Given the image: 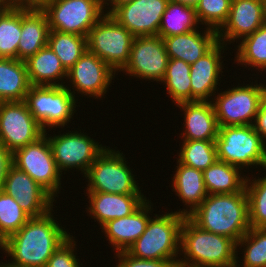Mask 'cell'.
I'll return each instance as SVG.
<instances>
[{
	"instance_id": "14",
	"label": "cell",
	"mask_w": 266,
	"mask_h": 267,
	"mask_svg": "<svg viewBox=\"0 0 266 267\" xmlns=\"http://www.w3.org/2000/svg\"><path fill=\"white\" fill-rule=\"evenodd\" d=\"M168 61L163 38L158 35L134 37L129 60L121 71L136 78L161 82Z\"/></svg>"
},
{
	"instance_id": "24",
	"label": "cell",
	"mask_w": 266,
	"mask_h": 267,
	"mask_svg": "<svg viewBox=\"0 0 266 267\" xmlns=\"http://www.w3.org/2000/svg\"><path fill=\"white\" fill-rule=\"evenodd\" d=\"M184 111L183 140H216L219 126L210 101H190L177 104Z\"/></svg>"
},
{
	"instance_id": "1",
	"label": "cell",
	"mask_w": 266,
	"mask_h": 267,
	"mask_svg": "<svg viewBox=\"0 0 266 267\" xmlns=\"http://www.w3.org/2000/svg\"><path fill=\"white\" fill-rule=\"evenodd\" d=\"M51 210L30 218L17 232L5 239V253L16 267H46L49 258L71 235L60 226ZM64 228V229H63Z\"/></svg>"
},
{
	"instance_id": "15",
	"label": "cell",
	"mask_w": 266,
	"mask_h": 267,
	"mask_svg": "<svg viewBox=\"0 0 266 267\" xmlns=\"http://www.w3.org/2000/svg\"><path fill=\"white\" fill-rule=\"evenodd\" d=\"M115 73L103 60L87 50L67 71V79L73 87L70 92L74 97L77 91L78 94L100 99L107 93Z\"/></svg>"
},
{
	"instance_id": "17",
	"label": "cell",
	"mask_w": 266,
	"mask_h": 267,
	"mask_svg": "<svg viewBox=\"0 0 266 267\" xmlns=\"http://www.w3.org/2000/svg\"><path fill=\"white\" fill-rule=\"evenodd\" d=\"M169 0H134L118 7L111 16L135 37L158 35Z\"/></svg>"
},
{
	"instance_id": "21",
	"label": "cell",
	"mask_w": 266,
	"mask_h": 267,
	"mask_svg": "<svg viewBox=\"0 0 266 267\" xmlns=\"http://www.w3.org/2000/svg\"><path fill=\"white\" fill-rule=\"evenodd\" d=\"M87 193L90 204L87 213L96 219L101 227L110 220L131 215L147 200L143 194Z\"/></svg>"
},
{
	"instance_id": "10",
	"label": "cell",
	"mask_w": 266,
	"mask_h": 267,
	"mask_svg": "<svg viewBox=\"0 0 266 267\" xmlns=\"http://www.w3.org/2000/svg\"><path fill=\"white\" fill-rule=\"evenodd\" d=\"M134 35L111 15H104L89 31L87 47L115 72L129 60Z\"/></svg>"
},
{
	"instance_id": "48",
	"label": "cell",
	"mask_w": 266,
	"mask_h": 267,
	"mask_svg": "<svg viewBox=\"0 0 266 267\" xmlns=\"http://www.w3.org/2000/svg\"><path fill=\"white\" fill-rule=\"evenodd\" d=\"M9 3L8 0H0V5H8Z\"/></svg>"
},
{
	"instance_id": "32",
	"label": "cell",
	"mask_w": 266,
	"mask_h": 267,
	"mask_svg": "<svg viewBox=\"0 0 266 267\" xmlns=\"http://www.w3.org/2000/svg\"><path fill=\"white\" fill-rule=\"evenodd\" d=\"M163 82L174 104L192 101L190 65L183 60L169 58Z\"/></svg>"
},
{
	"instance_id": "8",
	"label": "cell",
	"mask_w": 266,
	"mask_h": 267,
	"mask_svg": "<svg viewBox=\"0 0 266 267\" xmlns=\"http://www.w3.org/2000/svg\"><path fill=\"white\" fill-rule=\"evenodd\" d=\"M233 87L213 98L215 115L219 127L253 125L256 115L266 99V85L245 84ZM254 120V121H252Z\"/></svg>"
},
{
	"instance_id": "29",
	"label": "cell",
	"mask_w": 266,
	"mask_h": 267,
	"mask_svg": "<svg viewBox=\"0 0 266 267\" xmlns=\"http://www.w3.org/2000/svg\"><path fill=\"white\" fill-rule=\"evenodd\" d=\"M21 36V2H10L0 12V58L17 59Z\"/></svg>"
},
{
	"instance_id": "34",
	"label": "cell",
	"mask_w": 266,
	"mask_h": 267,
	"mask_svg": "<svg viewBox=\"0 0 266 267\" xmlns=\"http://www.w3.org/2000/svg\"><path fill=\"white\" fill-rule=\"evenodd\" d=\"M178 161L186 166L204 171L217 161L215 140H182Z\"/></svg>"
},
{
	"instance_id": "38",
	"label": "cell",
	"mask_w": 266,
	"mask_h": 267,
	"mask_svg": "<svg viewBox=\"0 0 266 267\" xmlns=\"http://www.w3.org/2000/svg\"><path fill=\"white\" fill-rule=\"evenodd\" d=\"M232 0H200L195 8L198 22L218 31L226 22Z\"/></svg>"
},
{
	"instance_id": "13",
	"label": "cell",
	"mask_w": 266,
	"mask_h": 267,
	"mask_svg": "<svg viewBox=\"0 0 266 267\" xmlns=\"http://www.w3.org/2000/svg\"><path fill=\"white\" fill-rule=\"evenodd\" d=\"M47 139L61 173L76 168L85 175L92 163L106 149V146L99 145L93 138L77 131L50 136Z\"/></svg>"
},
{
	"instance_id": "4",
	"label": "cell",
	"mask_w": 266,
	"mask_h": 267,
	"mask_svg": "<svg viewBox=\"0 0 266 267\" xmlns=\"http://www.w3.org/2000/svg\"><path fill=\"white\" fill-rule=\"evenodd\" d=\"M185 215L178 211L155 214L150 218L144 233L132 244L127 252L133 257L148 260H169L178 264L181 226Z\"/></svg>"
},
{
	"instance_id": "30",
	"label": "cell",
	"mask_w": 266,
	"mask_h": 267,
	"mask_svg": "<svg viewBox=\"0 0 266 267\" xmlns=\"http://www.w3.org/2000/svg\"><path fill=\"white\" fill-rule=\"evenodd\" d=\"M199 24L195 8L168 2L161 18L158 36L161 38L197 30Z\"/></svg>"
},
{
	"instance_id": "12",
	"label": "cell",
	"mask_w": 266,
	"mask_h": 267,
	"mask_svg": "<svg viewBox=\"0 0 266 267\" xmlns=\"http://www.w3.org/2000/svg\"><path fill=\"white\" fill-rule=\"evenodd\" d=\"M44 135L24 101L0 102V143L12 153Z\"/></svg>"
},
{
	"instance_id": "25",
	"label": "cell",
	"mask_w": 266,
	"mask_h": 267,
	"mask_svg": "<svg viewBox=\"0 0 266 267\" xmlns=\"http://www.w3.org/2000/svg\"><path fill=\"white\" fill-rule=\"evenodd\" d=\"M177 170L172 179L173 191L179 196L186 208L179 209V213L185 216L190 215L208 196L205 187L203 171L186 166L177 160Z\"/></svg>"
},
{
	"instance_id": "47",
	"label": "cell",
	"mask_w": 266,
	"mask_h": 267,
	"mask_svg": "<svg viewBox=\"0 0 266 267\" xmlns=\"http://www.w3.org/2000/svg\"><path fill=\"white\" fill-rule=\"evenodd\" d=\"M0 267H16V266H13L11 265L10 263H0Z\"/></svg>"
},
{
	"instance_id": "27",
	"label": "cell",
	"mask_w": 266,
	"mask_h": 267,
	"mask_svg": "<svg viewBox=\"0 0 266 267\" xmlns=\"http://www.w3.org/2000/svg\"><path fill=\"white\" fill-rule=\"evenodd\" d=\"M30 86L25 61L0 58V102L24 101Z\"/></svg>"
},
{
	"instance_id": "9",
	"label": "cell",
	"mask_w": 266,
	"mask_h": 267,
	"mask_svg": "<svg viewBox=\"0 0 266 267\" xmlns=\"http://www.w3.org/2000/svg\"><path fill=\"white\" fill-rule=\"evenodd\" d=\"M70 87L31 85L24 102L39 122L41 128L63 127L71 121L76 108V98Z\"/></svg>"
},
{
	"instance_id": "7",
	"label": "cell",
	"mask_w": 266,
	"mask_h": 267,
	"mask_svg": "<svg viewBox=\"0 0 266 267\" xmlns=\"http://www.w3.org/2000/svg\"><path fill=\"white\" fill-rule=\"evenodd\" d=\"M49 29L87 37L90 29L105 15L97 0H38Z\"/></svg>"
},
{
	"instance_id": "16",
	"label": "cell",
	"mask_w": 266,
	"mask_h": 267,
	"mask_svg": "<svg viewBox=\"0 0 266 267\" xmlns=\"http://www.w3.org/2000/svg\"><path fill=\"white\" fill-rule=\"evenodd\" d=\"M12 196L30 218L41 217L53 210L55 199L26 172L10 168L2 189Z\"/></svg>"
},
{
	"instance_id": "44",
	"label": "cell",
	"mask_w": 266,
	"mask_h": 267,
	"mask_svg": "<svg viewBox=\"0 0 266 267\" xmlns=\"http://www.w3.org/2000/svg\"><path fill=\"white\" fill-rule=\"evenodd\" d=\"M170 2L182 4L184 6L196 8L200 0H169Z\"/></svg>"
},
{
	"instance_id": "52",
	"label": "cell",
	"mask_w": 266,
	"mask_h": 267,
	"mask_svg": "<svg viewBox=\"0 0 266 267\" xmlns=\"http://www.w3.org/2000/svg\"><path fill=\"white\" fill-rule=\"evenodd\" d=\"M7 5H0V12L6 7Z\"/></svg>"
},
{
	"instance_id": "2",
	"label": "cell",
	"mask_w": 266,
	"mask_h": 267,
	"mask_svg": "<svg viewBox=\"0 0 266 267\" xmlns=\"http://www.w3.org/2000/svg\"><path fill=\"white\" fill-rule=\"evenodd\" d=\"M187 217L199 228L237 243L251 228L246 189L233 194L208 195Z\"/></svg>"
},
{
	"instance_id": "43",
	"label": "cell",
	"mask_w": 266,
	"mask_h": 267,
	"mask_svg": "<svg viewBox=\"0 0 266 267\" xmlns=\"http://www.w3.org/2000/svg\"><path fill=\"white\" fill-rule=\"evenodd\" d=\"M132 1H134V0H108L104 5L105 6H103V9H104V7H105V10H106V4H107V6H109V4H110V7H111V9L109 8L108 10H106L104 13L106 14V15H111L118 7H120V6H122V5H124V4H127V3H130V2H132ZM109 2V3H108Z\"/></svg>"
},
{
	"instance_id": "35",
	"label": "cell",
	"mask_w": 266,
	"mask_h": 267,
	"mask_svg": "<svg viewBox=\"0 0 266 267\" xmlns=\"http://www.w3.org/2000/svg\"><path fill=\"white\" fill-rule=\"evenodd\" d=\"M239 246L245 248L241 266L266 267V228L251 227L236 243V247Z\"/></svg>"
},
{
	"instance_id": "23",
	"label": "cell",
	"mask_w": 266,
	"mask_h": 267,
	"mask_svg": "<svg viewBox=\"0 0 266 267\" xmlns=\"http://www.w3.org/2000/svg\"><path fill=\"white\" fill-rule=\"evenodd\" d=\"M205 28L204 33L197 29L185 34L164 37L169 58L180 59L191 65L208 53L219 40L216 30Z\"/></svg>"
},
{
	"instance_id": "36",
	"label": "cell",
	"mask_w": 266,
	"mask_h": 267,
	"mask_svg": "<svg viewBox=\"0 0 266 267\" xmlns=\"http://www.w3.org/2000/svg\"><path fill=\"white\" fill-rule=\"evenodd\" d=\"M247 177L245 189L249 202V222L251 227L266 228V176Z\"/></svg>"
},
{
	"instance_id": "49",
	"label": "cell",
	"mask_w": 266,
	"mask_h": 267,
	"mask_svg": "<svg viewBox=\"0 0 266 267\" xmlns=\"http://www.w3.org/2000/svg\"><path fill=\"white\" fill-rule=\"evenodd\" d=\"M264 2V16H265V23H266V0H263Z\"/></svg>"
},
{
	"instance_id": "5",
	"label": "cell",
	"mask_w": 266,
	"mask_h": 267,
	"mask_svg": "<svg viewBox=\"0 0 266 267\" xmlns=\"http://www.w3.org/2000/svg\"><path fill=\"white\" fill-rule=\"evenodd\" d=\"M265 142L253 125L219 127L217 158L240 169L254 165L266 169Z\"/></svg>"
},
{
	"instance_id": "6",
	"label": "cell",
	"mask_w": 266,
	"mask_h": 267,
	"mask_svg": "<svg viewBox=\"0 0 266 267\" xmlns=\"http://www.w3.org/2000/svg\"><path fill=\"white\" fill-rule=\"evenodd\" d=\"M125 155L118 150L106 149L92 163L83 176L88 180L87 192L109 194H142Z\"/></svg>"
},
{
	"instance_id": "3",
	"label": "cell",
	"mask_w": 266,
	"mask_h": 267,
	"mask_svg": "<svg viewBox=\"0 0 266 267\" xmlns=\"http://www.w3.org/2000/svg\"><path fill=\"white\" fill-rule=\"evenodd\" d=\"M180 252L184 260L179 259L178 265L183 267L226 265L238 255L234 240L199 228L187 216L181 226Z\"/></svg>"
},
{
	"instance_id": "51",
	"label": "cell",
	"mask_w": 266,
	"mask_h": 267,
	"mask_svg": "<svg viewBox=\"0 0 266 267\" xmlns=\"http://www.w3.org/2000/svg\"><path fill=\"white\" fill-rule=\"evenodd\" d=\"M102 6L108 1V0H97Z\"/></svg>"
},
{
	"instance_id": "26",
	"label": "cell",
	"mask_w": 266,
	"mask_h": 267,
	"mask_svg": "<svg viewBox=\"0 0 266 267\" xmlns=\"http://www.w3.org/2000/svg\"><path fill=\"white\" fill-rule=\"evenodd\" d=\"M28 79L35 86H65L67 71L58 56L47 45L25 61ZM62 81L60 83V81ZM58 82V83H57ZM64 83V84H63Z\"/></svg>"
},
{
	"instance_id": "28",
	"label": "cell",
	"mask_w": 266,
	"mask_h": 267,
	"mask_svg": "<svg viewBox=\"0 0 266 267\" xmlns=\"http://www.w3.org/2000/svg\"><path fill=\"white\" fill-rule=\"evenodd\" d=\"M241 169L218 160L203 171V178L208 195L233 194L245 188L246 179L241 176Z\"/></svg>"
},
{
	"instance_id": "53",
	"label": "cell",
	"mask_w": 266,
	"mask_h": 267,
	"mask_svg": "<svg viewBox=\"0 0 266 267\" xmlns=\"http://www.w3.org/2000/svg\"><path fill=\"white\" fill-rule=\"evenodd\" d=\"M9 2H19V0H8Z\"/></svg>"
},
{
	"instance_id": "45",
	"label": "cell",
	"mask_w": 266,
	"mask_h": 267,
	"mask_svg": "<svg viewBox=\"0 0 266 267\" xmlns=\"http://www.w3.org/2000/svg\"><path fill=\"white\" fill-rule=\"evenodd\" d=\"M238 256H236V260L233 261L232 263L226 264V265H221V266H216V267H241V264H238Z\"/></svg>"
},
{
	"instance_id": "39",
	"label": "cell",
	"mask_w": 266,
	"mask_h": 267,
	"mask_svg": "<svg viewBox=\"0 0 266 267\" xmlns=\"http://www.w3.org/2000/svg\"><path fill=\"white\" fill-rule=\"evenodd\" d=\"M75 246V239L71 235L52 254L46 267H81L80 265H82V263H79V259L76 258L77 256L74 252V248H76Z\"/></svg>"
},
{
	"instance_id": "18",
	"label": "cell",
	"mask_w": 266,
	"mask_h": 267,
	"mask_svg": "<svg viewBox=\"0 0 266 267\" xmlns=\"http://www.w3.org/2000/svg\"><path fill=\"white\" fill-rule=\"evenodd\" d=\"M264 23L263 0H232L228 18L217 31L218 40L224 44L242 40Z\"/></svg>"
},
{
	"instance_id": "19",
	"label": "cell",
	"mask_w": 266,
	"mask_h": 267,
	"mask_svg": "<svg viewBox=\"0 0 266 267\" xmlns=\"http://www.w3.org/2000/svg\"><path fill=\"white\" fill-rule=\"evenodd\" d=\"M49 24L45 12L34 2H21V36L17 59L26 61L47 46Z\"/></svg>"
},
{
	"instance_id": "41",
	"label": "cell",
	"mask_w": 266,
	"mask_h": 267,
	"mask_svg": "<svg viewBox=\"0 0 266 267\" xmlns=\"http://www.w3.org/2000/svg\"><path fill=\"white\" fill-rule=\"evenodd\" d=\"M12 166V152L9 151L2 143H0V191L3 189L6 176Z\"/></svg>"
},
{
	"instance_id": "37",
	"label": "cell",
	"mask_w": 266,
	"mask_h": 267,
	"mask_svg": "<svg viewBox=\"0 0 266 267\" xmlns=\"http://www.w3.org/2000/svg\"><path fill=\"white\" fill-rule=\"evenodd\" d=\"M30 219L17 201L0 191V236L4 239L20 230Z\"/></svg>"
},
{
	"instance_id": "33",
	"label": "cell",
	"mask_w": 266,
	"mask_h": 267,
	"mask_svg": "<svg viewBox=\"0 0 266 267\" xmlns=\"http://www.w3.org/2000/svg\"><path fill=\"white\" fill-rule=\"evenodd\" d=\"M241 41L236 49V62L266 72V23Z\"/></svg>"
},
{
	"instance_id": "50",
	"label": "cell",
	"mask_w": 266,
	"mask_h": 267,
	"mask_svg": "<svg viewBox=\"0 0 266 267\" xmlns=\"http://www.w3.org/2000/svg\"><path fill=\"white\" fill-rule=\"evenodd\" d=\"M38 0H19V2H34L36 3Z\"/></svg>"
},
{
	"instance_id": "31",
	"label": "cell",
	"mask_w": 266,
	"mask_h": 267,
	"mask_svg": "<svg viewBox=\"0 0 266 267\" xmlns=\"http://www.w3.org/2000/svg\"><path fill=\"white\" fill-rule=\"evenodd\" d=\"M47 45L58 56L66 71L88 50L87 37L56 30H49Z\"/></svg>"
},
{
	"instance_id": "46",
	"label": "cell",
	"mask_w": 266,
	"mask_h": 267,
	"mask_svg": "<svg viewBox=\"0 0 266 267\" xmlns=\"http://www.w3.org/2000/svg\"><path fill=\"white\" fill-rule=\"evenodd\" d=\"M0 248L5 251V239L0 236Z\"/></svg>"
},
{
	"instance_id": "40",
	"label": "cell",
	"mask_w": 266,
	"mask_h": 267,
	"mask_svg": "<svg viewBox=\"0 0 266 267\" xmlns=\"http://www.w3.org/2000/svg\"><path fill=\"white\" fill-rule=\"evenodd\" d=\"M118 259L116 267H174L169 260L139 259L130 255L127 251L115 253Z\"/></svg>"
},
{
	"instance_id": "20",
	"label": "cell",
	"mask_w": 266,
	"mask_h": 267,
	"mask_svg": "<svg viewBox=\"0 0 266 267\" xmlns=\"http://www.w3.org/2000/svg\"><path fill=\"white\" fill-rule=\"evenodd\" d=\"M226 45L227 43L218 42L208 53L190 65L192 101H210L209 97L215 95L220 73L223 72L221 52L224 53Z\"/></svg>"
},
{
	"instance_id": "22",
	"label": "cell",
	"mask_w": 266,
	"mask_h": 267,
	"mask_svg": "<svg viewBox=\"0 0 266 267\" xmlns=\"http://www.w3.org/2000/svg\"><path fill=\"white\" fill-rule=\"evenodd\" d=\"M152 211L151 202L146 200L131 215L108 221L101 229L116 252L127 251L144 233Z\"/></svg>"
},
{
	"instance_id": "11",
	"label": "cell",
	"mask_w": 266,
	"mask_h": 267,
	"mask_svg": "<svg viewBox=\"0 0 266 267\" xmlns=\"http://www.w3.org/2000/svg\"><path fill=\"white\" fill-rule=\"evenodd\" d=\"M13 165L26 172L53 198L61 188V173L47 139V131L37 141L12 153Z\"/></svg>"
},
{
	"instance_id": "42",
	"label": "cell",
	"mask_w": 266,
	"mask_h": 267,
	"mask_svg": "<svg viewBox=\"0 0 266 267\" xmlns=\"http://www.w3.org/2000/svg\"><path fill=\"white\" fill-rule=\"evenodd\" d=\"M253 126L260 136L266 141V99L256 115Z\"/></svg>"
}]
</instances>
